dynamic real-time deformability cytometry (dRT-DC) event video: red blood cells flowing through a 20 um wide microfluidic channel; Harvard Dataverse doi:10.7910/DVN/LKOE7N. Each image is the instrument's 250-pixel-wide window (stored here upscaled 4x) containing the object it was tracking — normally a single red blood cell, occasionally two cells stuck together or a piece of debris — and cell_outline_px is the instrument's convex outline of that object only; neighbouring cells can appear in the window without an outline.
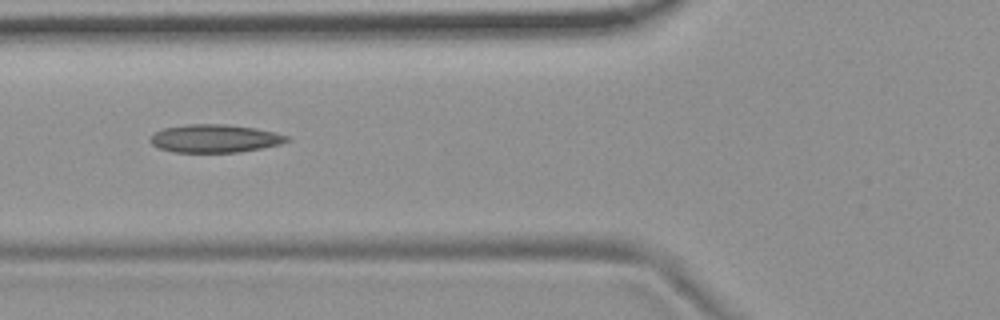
{"species": "common noctule bat (a hibernating species)", "species_latin": "Nyctalus noctula", "temperature_condition": "room temperature", "stored_images_in_passage": 8, "camera_frame_rate_fps": 3000, "um_per_image_px": 0.085, "animal": {"sex": "female", "body_mass_g": 19.9}, "frame": {"image": 1, "passage_image": 6, "time_ms": 6.0, "image_size_px": [1000, 320], "cell_outline_px": [[292, 140], [280, 144], [240, 152], [172, 152], [160, 148], [152, 144], [148, 140], [156, 132], [164, 128], [188, 124], [224, 124], [256, 128], [276, 132], [288, 136]], "centroid_in_image_um": [18.28, 11.77], "position_along_channel_um": 107.5, "area_um2": 22.31}}
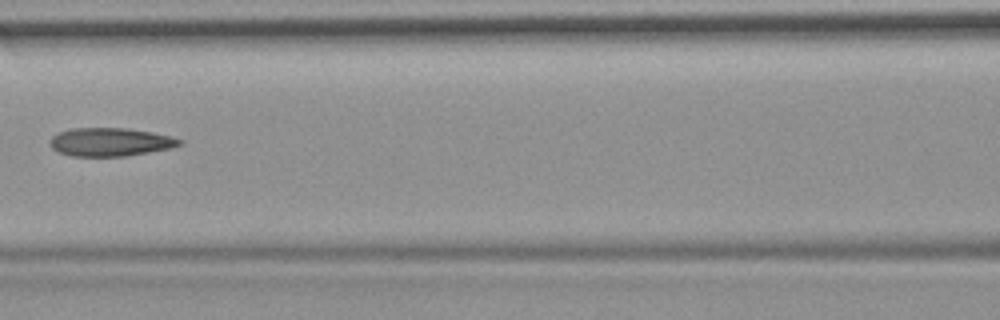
{"frame": {"image": 2, "passage_image": 7, "time_ms": 7.333, "image_size_px": [1000, 320], "cell_outline_px": [[184, 144], [172, 148], [124, 156], [72, 156], [60, 152], [52, 148], [48, 144], [52, 136], [60, 132], [72, 128], [128, 128], [152, 132], [184, 140]], "centroid_in_image_um": [9.39, 12.07], "position_along_channel_um": 157.2, "area_um2": 21.39}}